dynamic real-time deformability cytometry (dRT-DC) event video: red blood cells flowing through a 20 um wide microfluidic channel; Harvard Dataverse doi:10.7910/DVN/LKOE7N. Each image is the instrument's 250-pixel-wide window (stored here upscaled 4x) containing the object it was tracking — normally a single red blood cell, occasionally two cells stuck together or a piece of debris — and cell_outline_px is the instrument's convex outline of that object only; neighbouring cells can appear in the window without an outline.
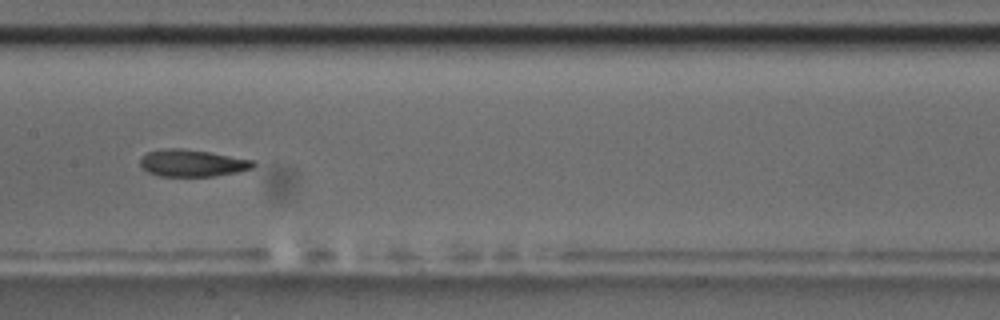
{"species": "common noctule bat (a hibernating species)", "species_latin": "Nyctalus noctula", "temperature_condition": "room temperature", "stored_images_in_passage": 40, "camera_frame_rate_fps": 3000, "um_per_image_px": 0.085, "animal": {"sex": "male", "body_mass_g": 17.5, "forearm_length_mm": 52.3}, "frame": {"image": 1, "passage_image": 12, "time_ms": 3.667, "image_size_px": [1000, 320], "cell_outline_px": [[256, 164], [252, 168], [236, 172], [212, 176], [160, 176], [148, 172], [140, 164], [140, 160], [148, 152], [164, 148], [180, 148], [208, 152], [256, 160]], "centroid_in_image_um": [16.37, 13.86], "position_along_channel_um": 191.0, "area_um2": 17.63}}
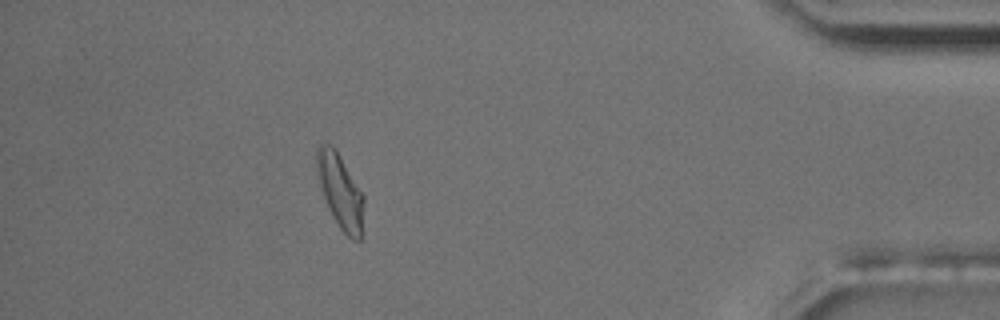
{"frame": {"image": 2, "passage_image": 34, "time_ms": 11.0, "image_size_px": [1000, 320], "cell_outline_px": [[364, 204], [360, 244], [352, 240], [340, 228], [332, 216], [328, 208], [316, 176], [316, 148], [324, 140], [336, 148], [364, 196]], "centroid_in_image_um": [28.9, 16.22], "position_along_channel_um": 406.3, "area_um2": 20.75}, "authors_computed_cell_mechanics": {"area_um2": 18.4671, "velocity_mm_per_s": 3.5981, "shape_relaxation_time_tau1_ms": 5.4557, "shape_relaxation_time_tau2_ms": 2.4617, "deformation_change_tau1": 0.1559, "deformation_change_tau2": 0.0835}}